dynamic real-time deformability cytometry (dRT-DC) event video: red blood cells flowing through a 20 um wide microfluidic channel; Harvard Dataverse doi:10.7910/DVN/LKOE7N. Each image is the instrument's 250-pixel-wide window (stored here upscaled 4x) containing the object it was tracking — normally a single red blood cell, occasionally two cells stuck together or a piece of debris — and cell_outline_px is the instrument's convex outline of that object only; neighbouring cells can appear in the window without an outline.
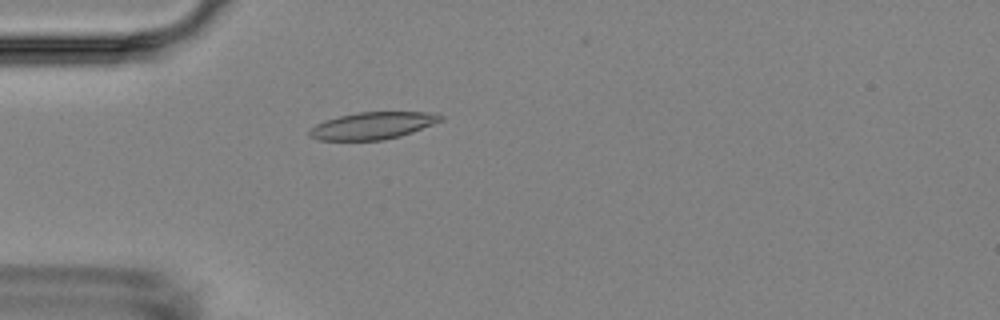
{"species": "Egyptian fruit bat (a non-hibernating species)", "species_latin": "Rousettus aegyptiacus", "temperature_condition": "room temperature", "stored_images_in_passage": 5, "camera_frame_rate_fps": 3000, "um_per_image_px": 0.085, "animal": {"sex": "female"}, "frame": {"image": 1, "passage_image": 5, "time_ms": 4.667, "image_size_px": [1000, 320], "cell_outline_px": [[444, 120], [412, 132], [400, 136], [384, 140], [316, 140], [308, 136], [308, 132], [316, 124], [324, 120], [340, 116], [360, 112], [428, 112], [444, 116]], "centroid_in_image_um": [31.67, 10.68], "position_along_channel_um": 53.3, "area_um2": 20.69}}